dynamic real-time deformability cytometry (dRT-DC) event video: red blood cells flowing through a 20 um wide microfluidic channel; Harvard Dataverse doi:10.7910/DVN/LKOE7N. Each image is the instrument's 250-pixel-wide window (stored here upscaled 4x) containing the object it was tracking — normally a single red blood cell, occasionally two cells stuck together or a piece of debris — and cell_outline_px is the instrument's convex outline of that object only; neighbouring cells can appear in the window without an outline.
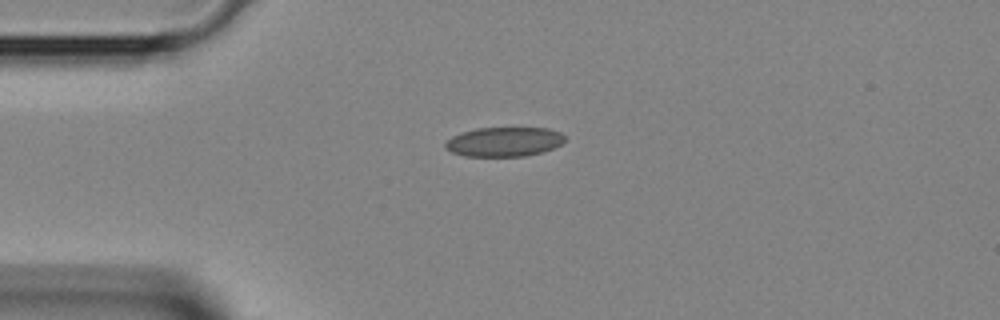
{"species": "Egyptian fruit bat (a non-hibernating species)", "species_latin": "Rousettus aegyptiacus", "temperature_condition": "room temperature", "stored_images_in_passage": 1, "camera_frame_rate_fps": 3000, "um_per_image_px": 0.085, "animal": {"sex": "female"}, "frame": {"image": 1, "passage_image": 1, "time_ms": 0.0, "image_size_px": [1000, 320], "cell_outline_px": [[564, 140], [560, 144], [552, 148], [540, 152], [524, 156], [464, 156], [452, 152], [444, 148], [444, 144], [452, 136], [476, 128], [548, 128], [560, 132], [564, 136]], "centroid_in_image_um": [42.82, 12.05], "position_along_channel_um": 42.2, "area_um2": 20.29}}